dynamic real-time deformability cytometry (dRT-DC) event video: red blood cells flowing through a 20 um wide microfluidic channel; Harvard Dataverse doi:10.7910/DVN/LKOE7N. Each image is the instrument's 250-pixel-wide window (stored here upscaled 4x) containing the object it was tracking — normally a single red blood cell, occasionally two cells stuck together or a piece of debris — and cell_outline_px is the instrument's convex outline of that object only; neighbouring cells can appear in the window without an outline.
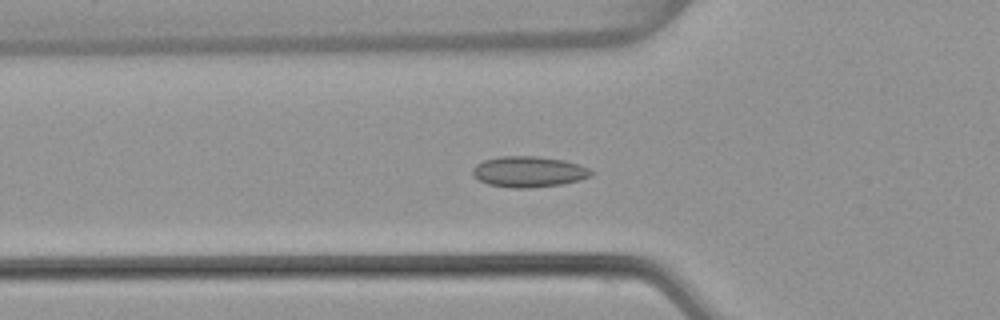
{"species": "common noctule bat (a hibernating species)", "species_latin": "Nyctalus noctula", "temperature_condition": "warm", "stored_images_in_passage": 53, "camera_frame_rate_fps": 3000, "um_per_image_px": 0.085, "animal": {"sex": "female", "body_mass_g": 22.7, "forearm_length_mm": 54.2}, "frame": {"image": 1, "passage_image": 18, "time_ms": 5.667, "image_size_px": [1000, 320], "cell_outline_px": [[596, 172], [592, 176], [580, 180], [560, 184], [532, 188], [512, 188], [488, 184], [472, 176], [472, 168], [476, 164], [484, 160], [500, 156], [536, 156], [564, 160], [580, 164]], "centroid_in_image_um": [44.96, 14.59], "position_along_channel_um": 80.8, "area_um2": 21.5}}
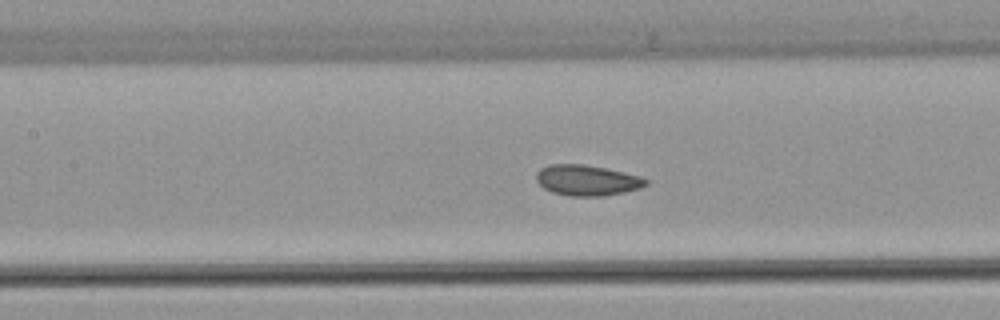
{"frame": {"image": 2, "passage_image": 24, "time_ms": 7.667, "image_size_px": [1000, 320], "cell_outline_px": [[648, 184], [640, 188], [624, 192], [604, 196], [568, 196], [552, 192], [544, 188], [536, 180], [536, 172], [540, 168], [548, 164], [584, 164], [624, 172], [640, 176], [648, 180]], "centroid_in_image_um": [49.88, 15.32], "position_along_channel_um": 157.5, "area_um2": 19.65}}
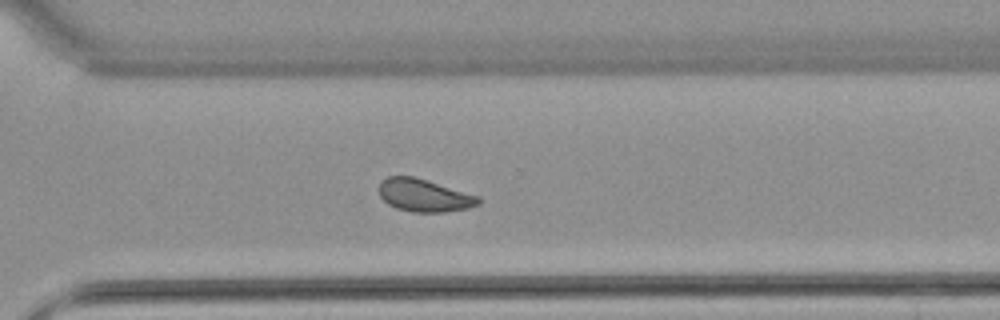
{"frame": {"image": 3, "passage_image": 38, "time_ms": 12.333, "image_size_px": [1000, 320], "cell_outline_px": [[480, 204], [468, 208], [444, 212], [412, 212], [396, 208], [388, 204], [380, 196], [380, 180], [388, 176], [416, 176], [480, 196]], "centroid_in_image_um": [36.07, 16.59], "position_along_channel_um": 334.5, "area_um2": 19.13}, "authors_computed_cell_mechanics": {"area_um2": 19.5364, "velocity_mm_per_s": 3.8087, "shape_relaxation_time_tau1_ms": null, "shape_relaxation_time_tau2_ms": 3.5889, "deformation_change_tau1": null, "deformation_change_tau2": 0.0661}}